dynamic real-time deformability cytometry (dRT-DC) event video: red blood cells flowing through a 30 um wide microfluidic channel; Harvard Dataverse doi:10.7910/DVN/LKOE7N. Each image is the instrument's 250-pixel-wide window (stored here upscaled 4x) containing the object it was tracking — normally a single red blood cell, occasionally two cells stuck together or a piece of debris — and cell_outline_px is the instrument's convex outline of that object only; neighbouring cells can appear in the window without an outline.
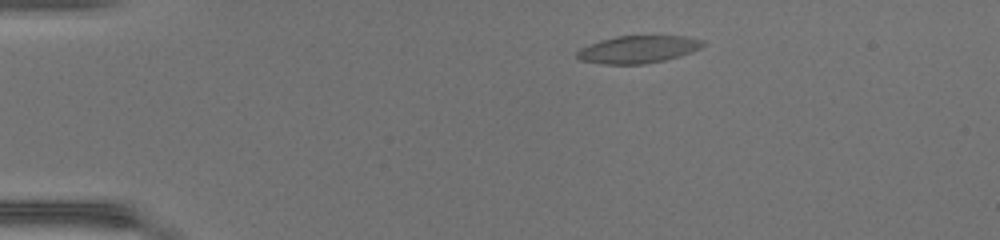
{"species": "common noctule bat (a hibernating species)", "species_latin": "Nyctalus noctula", "temperature_condition": "warm", "stored_images_in_passage": 42, "camera_frame_rate_fps": 3000, "um_per_image_px": 0.085, "animal": {"sex": "female", "body_mass_g": 17.0, "forearm_length_mm": 48.0}, "frame": {"image": 1, "passage_image": 1, "time_ms": 0.0, "image_size_px": [1000, 240], "cell_outline_px": [[704, 44], [700, 48], [692, 52], [680, 56], [664, 60], [644, 64], [604, 64], [580, 60], [576, 56], [576, 52], [580, 48], [600, 40], [616, 36], [684, 36], [704, 40]], "centroid_in_image_um": [54.23, 4.2], "position_along_channel_um": 30.8, "area_um2": 20.11}}
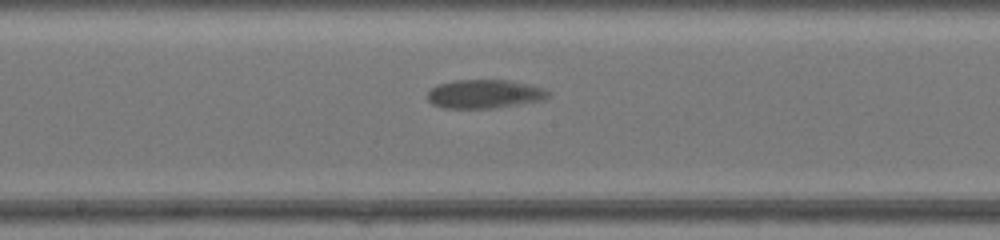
{"frame": {"image": 2, "passage_image": 19, "time_ms": 6.0, "image_size_px": [1000, 240], "cell_outline_px": [[548, 96], [544, 100], [496, 108], [444, 108], [432, 104], [428, 100], [428, 92], [432, 88], [440, 84], [456, 80], [508, 80], [528, 84], [544, 88], [548, 92]], "centroid_in_image_um": [41.19, 7.99], "position_along_channel_um": 207.0, "area_um2": 20.11}}
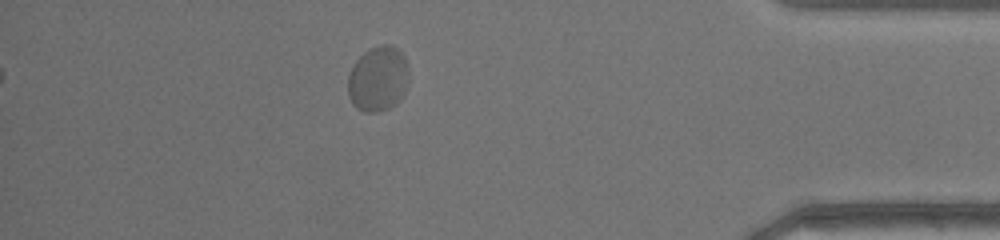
{"frame": {"image": 3, "passage_image": 36, "time_ms": 11.667, "image_size_px": [1000, 240], "cell_outline_px": [[408, 80], [404, 92], [400, 100], [396, 104], [388, 108], [376, 112], [364, 112], [356, 108], [352, 104], [348, 96], [348, 76], [356, 60], [368, 48], [380, 44], [388, 44], [396, 48], [404, 56], [408, 68]], "centroid_in_image_um": [32.12, 6.7], "position_along_channel_um": 403.1, "area_um2": 23.29}, "authors_computed_cell_mechanics": {"area_um2": 20.1144, "velocity_mm_per_s": 4.1257, "shape_relaxation_time_tau1_ms": 2.9382, "shape_relaxation_time_tau2_ms": null, "deformation_change_tau1": 0.0918, "deformation_change_tau2": null}}